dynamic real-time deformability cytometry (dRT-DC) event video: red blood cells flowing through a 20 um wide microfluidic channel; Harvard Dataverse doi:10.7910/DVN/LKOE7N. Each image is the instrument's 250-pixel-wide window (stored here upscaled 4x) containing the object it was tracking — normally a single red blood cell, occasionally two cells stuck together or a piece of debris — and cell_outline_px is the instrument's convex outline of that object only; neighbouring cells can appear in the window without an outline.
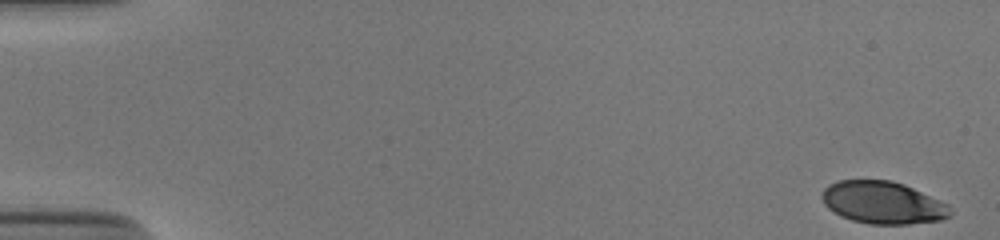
{"species": "human", "species_latin": "Homo sapiens", "temperature_condition": "cold", "stored_images_in_passage": 53, "camera_frame_rate_fps": 3000, "um_per_image_px": 0.085, "donor": {"sex": "male"}, "frame": {"image": 1, "passage_image": 1, "time_ms": 0.0, "image_size_px": [1000, 240], "cell_outline_px": [[952, 212], [948, 216], [940, 220], [908, 224], [868, 224], [852, 220], [840, 216], [828, 208], [824, 204], [820, 196], [824, 188], [828, 184], [836, 180], [892, 180], [904, 184], [948, 204]], "centroid_in_image_um": [75.0, 17.22], "position_along_channel_um": 10.0, "area_um2": 31.79}}
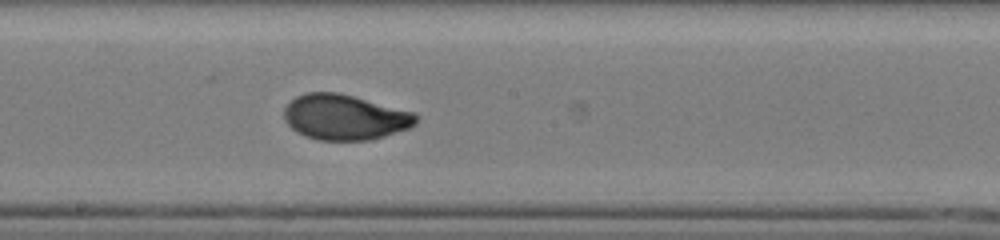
{"frame": {"image": 2, "passage_image": 30, "time_ms": 9.667, "image_size_px": [1000, 240], "cell_outline_px": [[420, 116], [416, 124], [412, 128], [384, 136], [368, 140], [320, 140], [304, 136], [296, 132], [284, 120], [284, 108], [296, 96], [304, 92], [336, 92], [416, 112]], "centroid_in_image_um": [29.34, 9.96], "position_along_channel_um": 218.9, "area_um2": 35.14}}
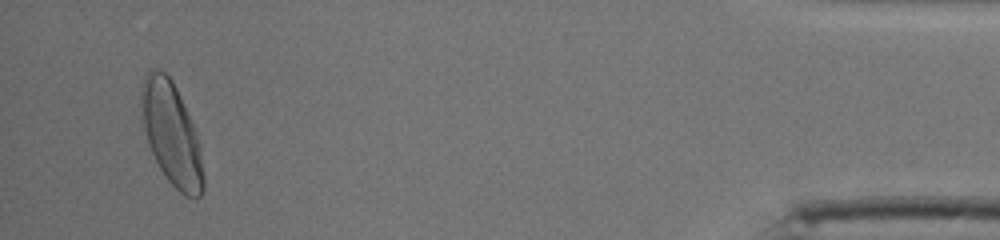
{"frame": {"image": 3, "passage_image": 51, "time_ms": 16.667, "image_size_px": [1000, 240], "cell_outline_px": [[204, 188], [200, 196], [184, 196], [168, 180], [160, 168], [152, 152], [140, 120], [140, 88], [144, 76], [152, 68], [156, 68], [164, 72], [172, 80], [176, 88], [192, 124], [200, 148], [204, 176]], "centroid_in_image_um": [14.53, 11.35], "position_along_channel_um": 420.7, "area_um2": 36.88}, "authors_computed_cell_mechanics": {"area_um2": 33.9864, "velocity_mm_per_s": 3.8706, "shape_relaxation_time_tau1_ms": 4.2497, "shape_relaxation_time_tau2_ms": null, "deformation_change_tau1": 0.187, "deformation_change_tau2": null}}